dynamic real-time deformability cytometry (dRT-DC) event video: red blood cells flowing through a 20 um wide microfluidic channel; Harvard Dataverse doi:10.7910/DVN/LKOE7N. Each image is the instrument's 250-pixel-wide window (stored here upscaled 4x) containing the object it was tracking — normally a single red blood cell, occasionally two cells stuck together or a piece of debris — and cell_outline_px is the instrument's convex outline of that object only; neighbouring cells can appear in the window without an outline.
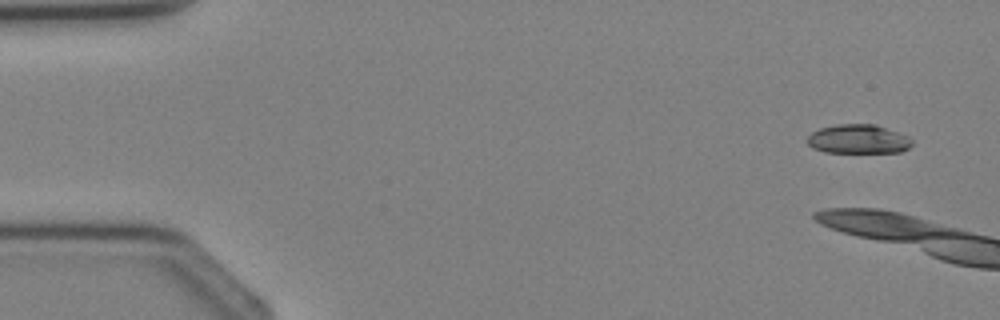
{"species": "Egyptian fruit bat (a non-hibernating species)", "species_latin": "Rousettus aegyptiacus", "temperature_condition": "cold", "stored_images_in_passage": 4, "camera_frame_rate_fps": 3000, "um_per_image_px": 0.085, "animal": {"sex": "female"}, "frame": {"image": 1, "passage_image": 1, "time_ms": 0.0, "image_size_px": [1000, 320], "cell_outline_px": [[912, 144], [908, 148], [900, 152], [824, 152], [812, 148], [804, 140], [812, 132], [820, 128], [836, 124], [876, 124], [908, 136], [912, 140]], "centroid_in_image_um": [72.92, 11.82], "position_along_channel_um": 12.1, "area_um2": 17.86}}